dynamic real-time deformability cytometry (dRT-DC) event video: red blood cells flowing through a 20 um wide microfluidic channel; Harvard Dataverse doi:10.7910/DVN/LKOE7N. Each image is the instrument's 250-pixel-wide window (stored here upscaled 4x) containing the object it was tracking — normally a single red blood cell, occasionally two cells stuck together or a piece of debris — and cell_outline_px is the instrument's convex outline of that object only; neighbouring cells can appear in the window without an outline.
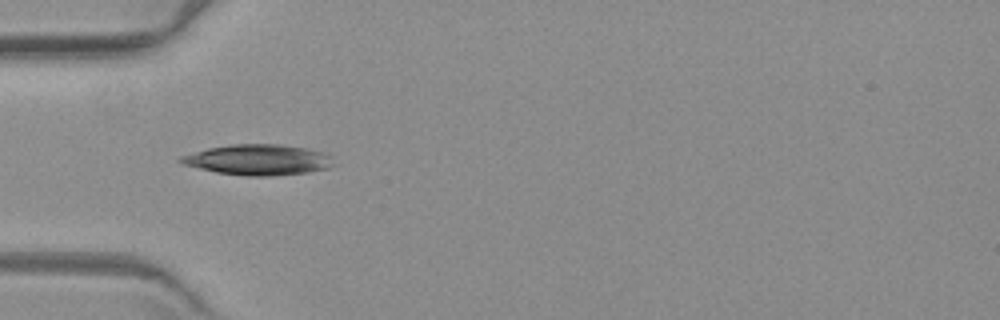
{"species": "common noctule bat (a hibernating species)", "species_latin": "Nyctalus noctula", "temperature_condition": "warm", "stored_images_in_passage": 5, "camera_frame_rate_fps": 3000, "um_per_image_px": 0.085, "animal": {"sex": "female", "body_mass_g": 19.3, "forearm_length_mm": 54.1}, "frame": {"image": 1, "passage_image": 4, "time_ms": 5.0, "image_size_px": [1000, 320], "cell_outline_px": [[336, 164], [328, 168], [308, 172], [268, 176], [248, 176], [216, 172], [184, 164], [176, 160], [180, 156], [208, 148], [232, 144], [276, 144], [304, 148], [320, 152], [328, 156]], "centroid_in_image_um": [21.91, 13.58], "position_along_channel_um": 63.1, "area_um2": 26.88}}
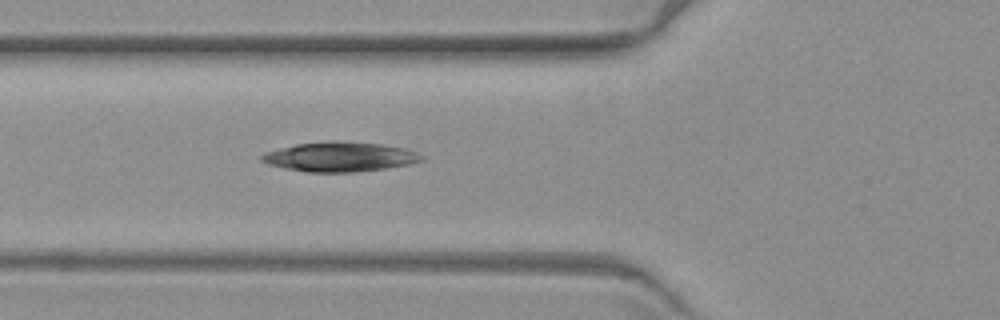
{"frame": {"image": 2, "passage_image": 5, "time_ms": 6.0, "image_size_px": [1000, 320], "cell_outline_px": [[424, 160], [408, 164], [384, 168], [356, 172], [308, 172], [284, 168], [268, 164], [260, 160], [260, 156], [264, 152], [296, 144], [332, 140], [336, 140], [380, 144], [404, 148], [416, 152], [424, 156]], "centroid_in_image_um": [28.86, 13.32], "position_along_channel_um": 96.9, "area_um2": 27.57}}